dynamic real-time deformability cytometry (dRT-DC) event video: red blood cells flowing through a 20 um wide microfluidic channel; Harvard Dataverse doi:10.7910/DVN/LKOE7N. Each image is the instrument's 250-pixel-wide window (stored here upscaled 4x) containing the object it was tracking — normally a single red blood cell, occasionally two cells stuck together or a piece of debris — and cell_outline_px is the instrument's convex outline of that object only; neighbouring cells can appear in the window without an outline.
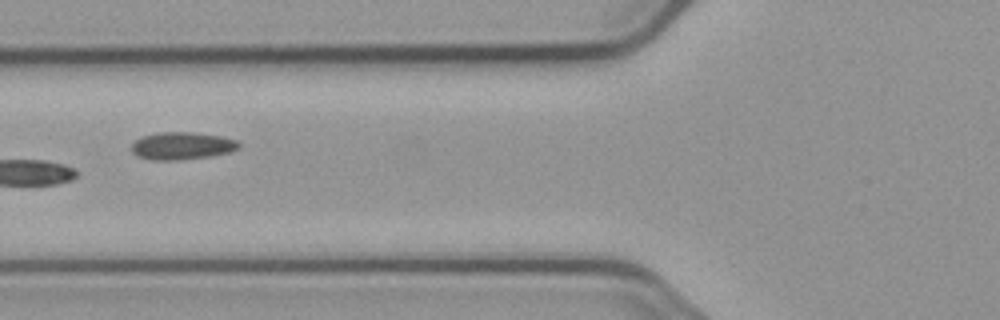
{"species": "common noctule bat (a hibernating species)", "species_latin": "Nyctalus noctula", "temperature_condition": "cold", "stored_images_in_passage": 8, "camera_frame_rate_fps": 3000, "um_per_image_px": 0.085, "animal": {"sex": "male", "body_mass_g": 23.1, "forearm_length_mm": 52.7}, "frame": {"image": 1, "passage_image": 6, "time_ms": 6.0, "image_size_px": [1000, 320], "cell_outline_px": [[240, 148], [228, 152], [212, 156], [180, 160], [152, 160], [136, 156], [132, 152], [132, 144], [140, 136], [156, 132], [196, 132], [220, 136], [236, 140], [240, 144]], "centroid_in_image_um": [15.44, 12.39], "position_along_channel_um": 110.4, "area_um2": 17.4}}
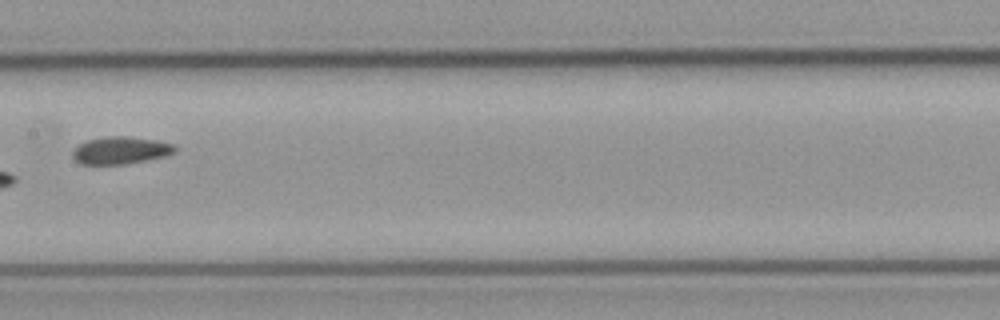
{"frame": {"image": 2, "passage_image": 8, "time_ms": 8.333, "image_size_px": [1000, 320], "cell_outline_px": [[176, 152], [164, 156], [124, 164], [80, 164], [72, 156], [72, 152], [84, 140], [104, 136], [128, 136], [156, 140], [172, 144], [176, 148]], "centroid_in_image_um": [10.22, 12.76], "position_along_channel_um": 197.2, "area_um2": 16.24}}